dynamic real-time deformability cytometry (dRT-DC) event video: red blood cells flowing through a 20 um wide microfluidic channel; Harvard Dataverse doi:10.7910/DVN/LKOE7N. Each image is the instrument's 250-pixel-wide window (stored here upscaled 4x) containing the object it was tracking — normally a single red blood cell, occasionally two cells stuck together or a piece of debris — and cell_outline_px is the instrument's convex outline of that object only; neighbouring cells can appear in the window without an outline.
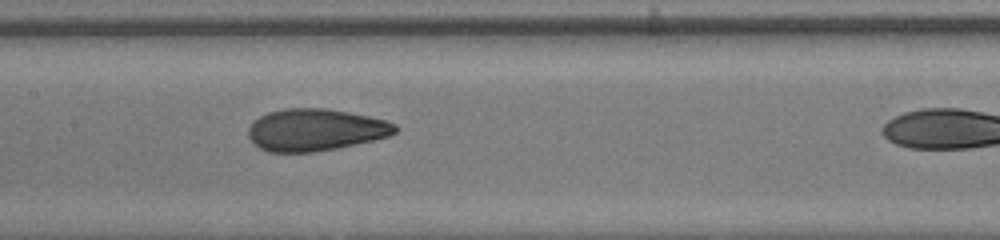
{"species": "human", "species_latin": "Homo sapiens", "temperature_condition": "room temperature", "stored_images_in_passage": 46, "camera_frame_rate_fps": 3000, "um_per_image_px": 0.085, "donor": {"sex": "male"}, "frame": {"image": 1, "passage_image": 28, "time_ms": 9.0, "image_size_px": [1000, 240], "cell_outline_px": [[400, 128], [396, 132], [388, 136], [372, 140], [336, 148], [312, 152], [268, 152], [260, 148], [248, 136], [248, 128], [260, 116], [268, 112], [284, 108], [324, 108], [348, 112], [388, 120], [396, 124]], "centroid_in_image_um": [26.83, 11.03], "position_along_channel_um": 180.6, "area_um2": 35.84}}
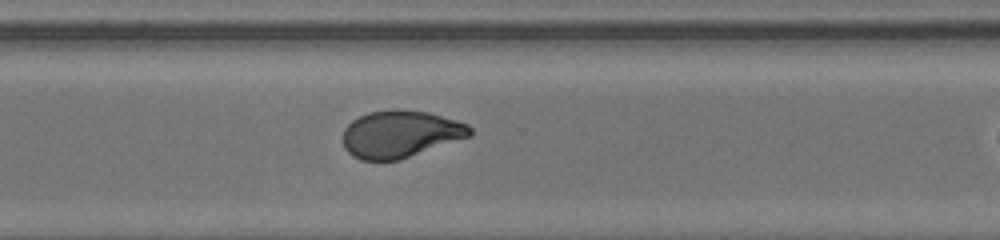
{"frame": {"image": 2, "passage_image": 39, "time_ms": 12.667, "image_size_px": [1000, 240], "cell_outline_px": [[472, 136], [400, 160], [360, 160], [352, 156], [344, 148], [344, 128], [352, 120], [368, 112], [396, 108], [428, 112], [456, 120], [468, 124], [472, 128]], "centroid_in_image_um": [34.05, 11.39], "position_along_channel_um": 336.6, "area_um2": 35.2}}
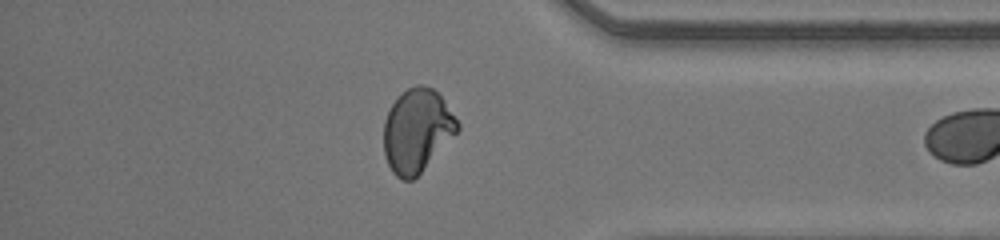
{"frame": {"image": 3, "passage_image": 44, "time_ms": 14.333, "image_size_px": [1000, 240], "cell_outline_px": [[460, 128], [420, 172], [412, 180], [400, 180], [392, 172], [384, 156], [384, 120], [392, 104], [408, 88], [416, 84], [420, 84], [432, 88], [440, 96], [460, 124]], "centroid_in_image_um": [35.41, 11.1], "position_along_channel_um": 399.8, "area_um2": 35.14}}